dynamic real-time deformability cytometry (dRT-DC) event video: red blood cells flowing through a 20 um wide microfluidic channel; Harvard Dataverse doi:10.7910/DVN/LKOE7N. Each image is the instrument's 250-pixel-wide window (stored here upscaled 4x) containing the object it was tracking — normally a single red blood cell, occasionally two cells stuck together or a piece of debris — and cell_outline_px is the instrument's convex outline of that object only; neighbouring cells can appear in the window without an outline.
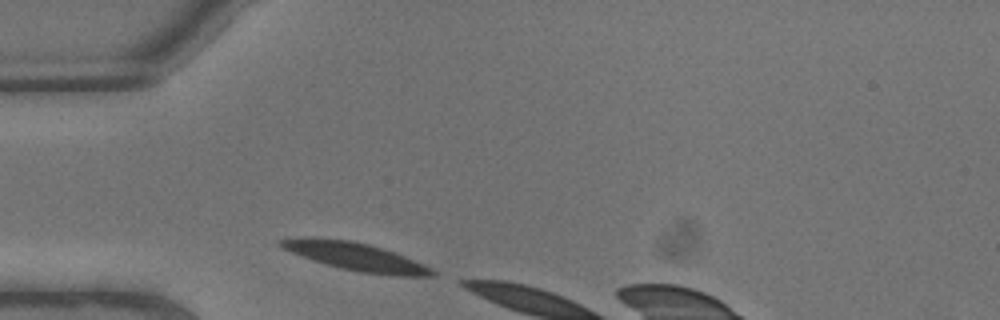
{"species": "common noctule bat (a hibernating species)", "species_latin": "Nyctalus noctula", "temperature_condition": "warm", "stored_images_in_passage": 2, "camera_frame_rate_fps": 3000, "um_per_image_px": 0.085, "animal": {"sex": "male", "body_mass_g": 13.3}, "frame": {"image": 1, "passage_image": 1, "time_ms": 0.0, "image_size_px": [1000, 320], "cell_outline_px": [[436, 276], [396, 276], [360, 272], [340, 268], [312, 260], [300, 256], [280, 248], [276, 244], [280, 240], [300, 236], [312, 236], [352, 240], [368, 244], [404, 256], [424, 264], [432, 268], [436, 272]], "centroid_in_image_um": [30.15, 21.79], "position_along_channel_um": 54.8, "area_um2": 24.97}}